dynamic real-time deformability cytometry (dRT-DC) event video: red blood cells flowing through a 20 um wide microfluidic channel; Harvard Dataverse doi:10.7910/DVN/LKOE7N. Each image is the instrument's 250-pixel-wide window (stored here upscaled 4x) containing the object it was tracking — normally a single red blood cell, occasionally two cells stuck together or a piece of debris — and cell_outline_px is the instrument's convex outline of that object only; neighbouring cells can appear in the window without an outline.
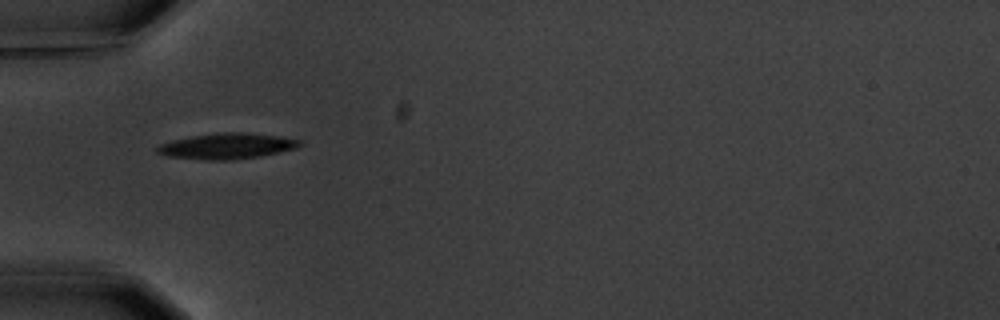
{"species": "common noctule bat (a hibernating species)", "species_latin": "Nyctalus noctula", "temperature_condition": "warm", "stored_images_in_passage": 2, "camera_frame_rate_fps": 3000, "um_per_image_px": 0.085, "animal": {"sex": "male", "body_mass_g": 20.1, "forearm_length_mm": 53.5}, "frame": {"image": 1, "passage_image": 1, "time_ms": 0.0, "image_size_px": [1000, 320], "cell_outline_px": [[304, 144], [296, 148], [260, 156], [232, 160], [204, 160], [168, 156], [156, 152], [156, 148], [160, 144], [172, 140], [192, 136], [220, 132], [248, 132], [280, 136], [300, 140]], "centroid_in_image_um": [19.3, 12.41], "position_along_channel_um": 65.7, "area_um2": 21.44}}